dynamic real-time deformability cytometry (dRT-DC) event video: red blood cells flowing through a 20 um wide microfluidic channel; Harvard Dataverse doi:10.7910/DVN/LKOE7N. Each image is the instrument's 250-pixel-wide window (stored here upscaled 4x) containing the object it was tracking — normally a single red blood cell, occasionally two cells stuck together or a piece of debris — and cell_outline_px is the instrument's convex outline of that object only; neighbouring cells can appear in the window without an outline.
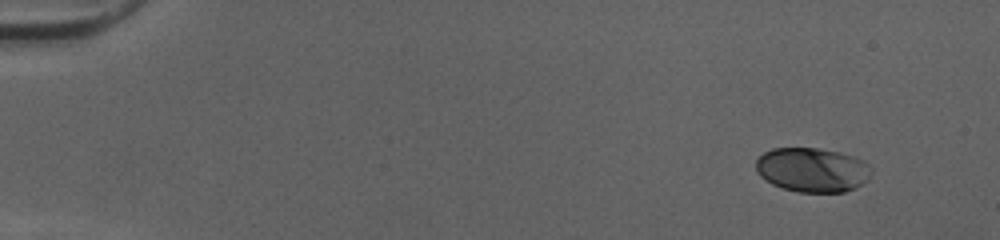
{"species": "human", "species_latin": "Homo sapiens", "temperature_condition": "cold", "stored_images_in_passage": 48, "camera_frame_rate_fps": 3000, "um_per_image_px": 0.085, "donor": {"sex": "female"}, "frame": {"image": 1, "passage_image": 1, "time_ms": 0.0, "image_size_px": [1000, 240], "cell_outline_px": [[872, 172], [868, 180], [856, 188], [844, 192], [800, 192], [784, 188], [772, 184], [764, 180], [760, 176], [756, 168], [756, 160], [764, 152], [772, 148], [816, 148], [836, 152], [852, 156], [864, 160], [872, 168]], "centroid_in_image_um": [69.06, 14.44], "position_along_channel_um": 15.9, "area_um2": 29.88}}
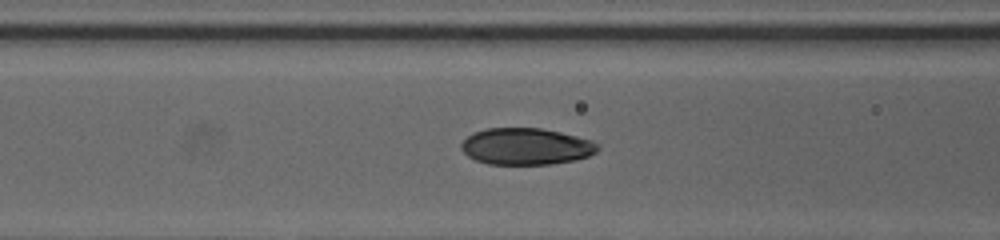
{"frame": {"image": 2, "passage_image": 19, "time_ms": 6.0, "image_size_px": [1000, 240], "cell_outline_px": [[600, 148], [596, 152], [588, 156], [576, 160], [552, 164], [488, 164], [476, 160], [468, 156], [460, 148], [460, 144], [472, 132], [488, 128], [540, 128], [560, 132], [592, 140], [600, 144]], "centroid_in_image_um": [44.73, 12.44], "position_along_channel_um": 121.9, "area_um2": 29.3}}
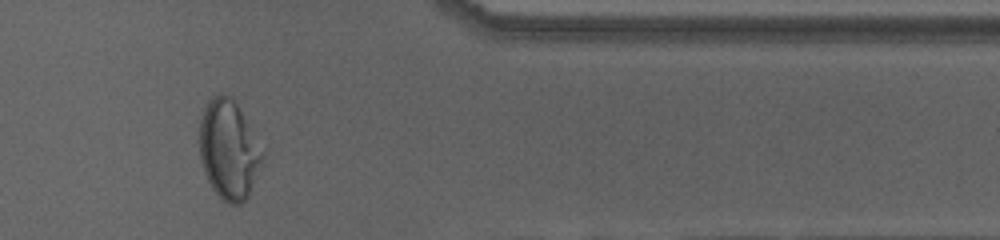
{"frame": {"image": 3, "passage_image": 40, "time_ms": 13.0, "image_size_px": [1000, 240], "cell_outline_px": [[268, 144], [264, 164], [248, 196], [240, 204], [228, 204], [220, 200], [212, 188], [204, 172], [200, 160], [200, 120], [204, 108], [208, 100], [220, 92], [232, 96]], "centroid_in_image_um": [19.57, 12.68], "position_along_channel_um": 391.8, "area_um2": 38.61}, "authors_computed_cell_mechanics": {"area_um2": 30.5184, "velocity_mm_per_s": 4.0586, "shape_relaxation_time_tau1_ms": 4.9702, "shape_relaxation_time_tau2_ms": 0.7831, "deformation_change_tau1": 0.1853, "deformation_change_tau2": 0.0478}}